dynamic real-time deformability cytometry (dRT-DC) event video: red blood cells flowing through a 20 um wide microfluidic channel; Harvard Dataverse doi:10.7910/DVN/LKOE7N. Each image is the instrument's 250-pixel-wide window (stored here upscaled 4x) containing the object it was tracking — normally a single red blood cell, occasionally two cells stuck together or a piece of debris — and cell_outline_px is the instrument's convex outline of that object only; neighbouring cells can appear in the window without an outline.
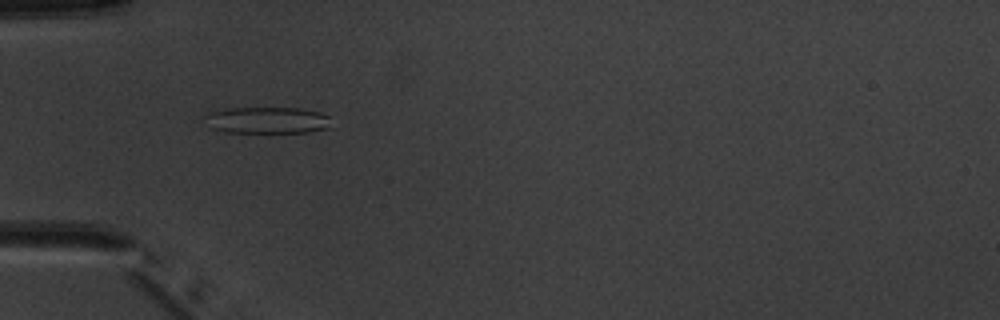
{"species": "common noctule bat (a hibernating species)", "species_latin": "Nyctalus noctula", "temperature_condition": "warm", "stored_images_in_passage": 6, "camera_frame_rate_fps": 3000, "um_per_image_px": 0.085, "animal": {"sex": "male", "body_mass_g": 20.1, "forearm_length_mm": 53.5}, "frame": {"image": 1, "passage_image": 5, "time_ms": 5.0, "image_size_px": [1000, 320], "cell_outline_px": [[332, 128], [308, 132], [228, 132], [212, 128], [204, 116], [208, 112], [224, 108], [300, 108], [320, 112], [328, 116]], "centroid_in_image_um": [22.75, 10.21], "position_along_channel_um": 62.3, "area_um2": 19.59}}
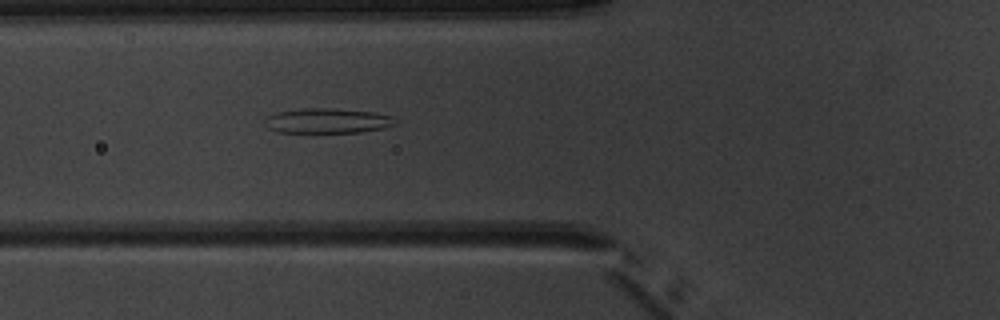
{"frame": {"image": 2, "passage_image": 6, "time_ms": 6.0, "image_size_px": [1000, 320], "cell_outline_px": [[396, 124], [384, 128], [360, 132], [276, 132], [268, 128], [264, 120], [268, 116], [276, 112], [300, 108], [332, 108], [372, 112], [392, 116]], "centroid_in_image_um": [27.8, 10.26], "position_along_channel_um": 98.0, "area_um2": 18.9}}